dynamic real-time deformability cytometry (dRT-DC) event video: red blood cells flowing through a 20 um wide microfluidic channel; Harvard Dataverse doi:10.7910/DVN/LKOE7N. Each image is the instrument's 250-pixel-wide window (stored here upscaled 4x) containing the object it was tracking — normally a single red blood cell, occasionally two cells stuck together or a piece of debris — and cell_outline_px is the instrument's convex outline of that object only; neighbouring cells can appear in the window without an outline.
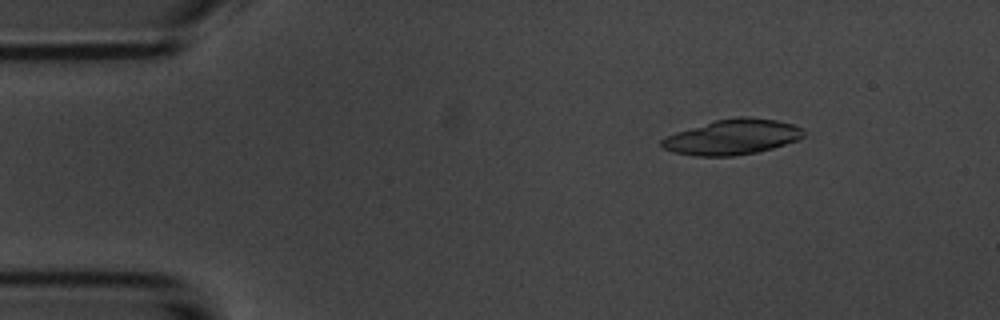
{"species": "common noctule bat (a hibernating species)", "species_latin": "Nyctalus noctula", "temperature_condition": "room temperature", "stored_images_in_passage": 53, "camera_frame_rate_fps": 3000, "um_per_image_px": 0.085, "animal": {"sex": "male", "body_mass_g": 20.1, "forearm_length_mm": 53.5}, "frame": {"image": 1, "passage_image": 7, "time_ms": 2.0, "image_size_px": [1000, 320], "cell_outline_px": [[804, 136], [796, 140], [772, 148], [756, 152], [732, 156], [696, 156], [672, 152], [664, 148], [660, 144], [660, 140], [676, 132], [716, 120], [736, 116], [748, 116], [776, 120], [792, 124], [800, 128], [804, 132]], "centroid_in_image_um": [62.22, 11.64], "position_along_channel_um": 22.8, "area_um2": 28.9}}